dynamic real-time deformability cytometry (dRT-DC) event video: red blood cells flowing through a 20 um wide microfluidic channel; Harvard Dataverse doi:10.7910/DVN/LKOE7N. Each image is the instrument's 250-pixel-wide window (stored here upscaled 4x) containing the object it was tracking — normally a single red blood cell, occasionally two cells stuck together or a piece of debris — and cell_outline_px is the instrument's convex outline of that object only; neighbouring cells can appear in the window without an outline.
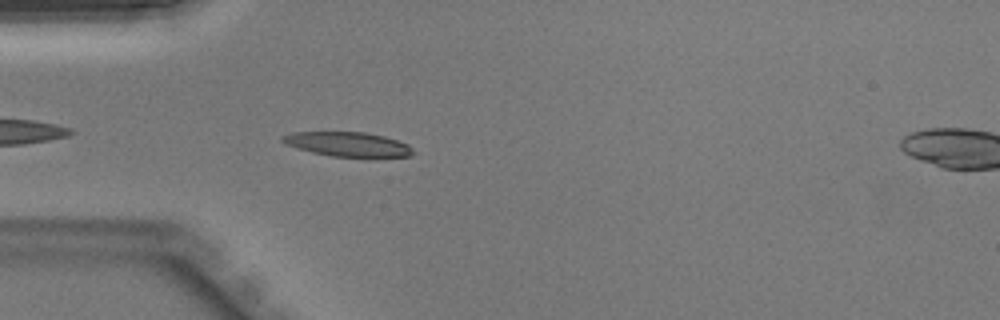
{"species": "Egyptian fruit bat (a non-hibernating species)", "species_latin": "Rousettus aegyptiacus", "temperature_condition": "warm", "stored_images_in_passage": 32, "camera_frame_rate_fps": 3000, "um_per_image_px": 0.085, "animal": {"sex": "male"}, "frame": {"image": 1, "passage_image": 4, "time_ms": 1.0, "image_size_px": [1000, 320], "cell_outline_px": [[412, 156], [372, 160], [332, 156], [312, 152], [296, 148], [280, 140], [280, 136], [292, 132], [364, 132], [384, 136], [408, 144], [412, 148]], "centroid_in_image_um": [29.64, 12.31], "position_along_channel_um": 55.4, "area_um2": 19.42}}
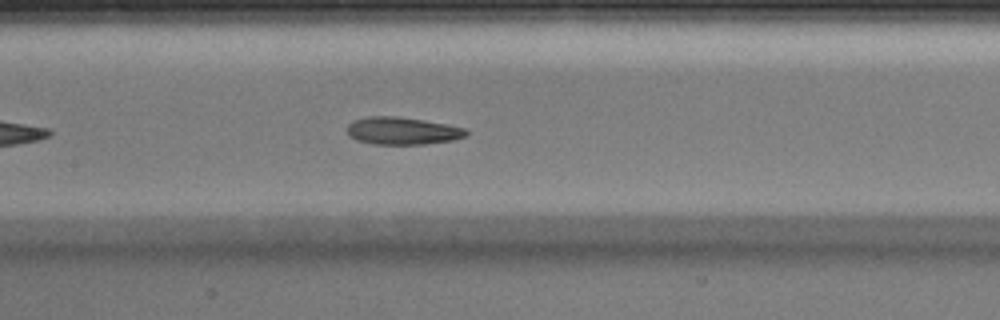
{"frame": {"image": 2, "passage_image": 12, "time_ms": 3.667, "image_size_px": [1000, 320], "cell_outline_px": [[468, 136], [452, 140], [424, 144], [372, 144], [356, 140], [348, 136], [348, 124], [352, 120], [368, 116], [396, 116], [424, 120], [468, 128]], "centroid_in_image_um": [34.21, 11.12], "position_along_channel_um": 173.2, "area_um2": 19.25}}
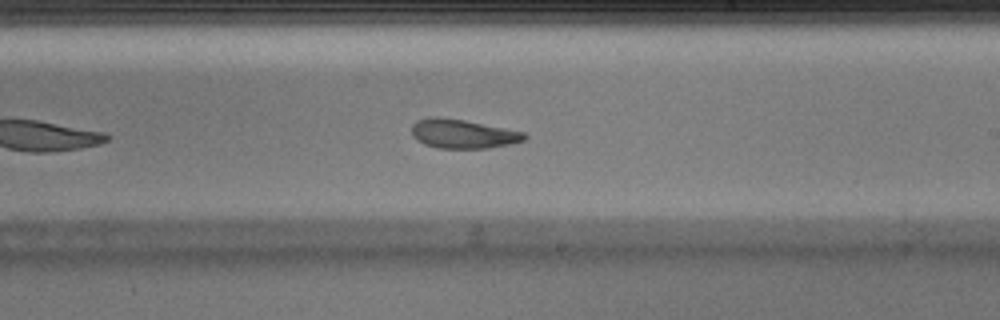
{"frame": {"image": 3, "passage_image": 17, "time_ms": 5.333, "image_size_px": [1000, 320], "cell_outline_px": [[528, 136], [524, 140], [508, 144], [488, 148], [436, 148], [424, 144], [416, 140], [412, 136], [412, 124], [416, 120], [432, 116], [440, 116], [464, 120], [524, 132]], "centroid_in_image_um": [39.28, 11.37], "position_along_channel_um": 249.7, "area_um2": 19.13}}